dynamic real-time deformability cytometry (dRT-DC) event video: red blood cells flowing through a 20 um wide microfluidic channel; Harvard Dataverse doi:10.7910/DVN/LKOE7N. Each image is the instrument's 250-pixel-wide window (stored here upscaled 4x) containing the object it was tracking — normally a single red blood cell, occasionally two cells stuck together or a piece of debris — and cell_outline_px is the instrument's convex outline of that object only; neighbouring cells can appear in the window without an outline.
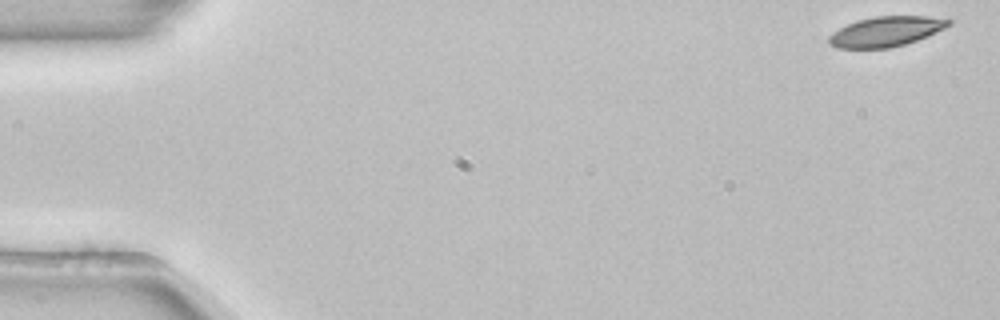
{"species": "common noctule bat (a hibernating species)", "species_latin": "Nyctalus noctula", "temperature_condition": "room temperature", "stored_images_in_passage": 52, "camera_frame_rate_fps": 3000, "um_per_image_px": 0.085, "animal": {"sex": "female", "body_mass_g": 22.7, "forearm_length_mm": 54.2}, "frame": {"image": 1, "passage_image": 1, "time_ms": 0.0, "image_size_px": [1000, 320], "cell_outline_px": [[952, 24], [928, 36], [904, 44], [888, 48], [836, 48], [828, 44], [828, 36], [832, 32], [848, 24], [860, 20], [876, 16], [928, 16], [952, 20]], "centroid_in_image_um": [75.3, 2.68], "position_along_channel_um": 9.7, "area_um2": 20.81}}
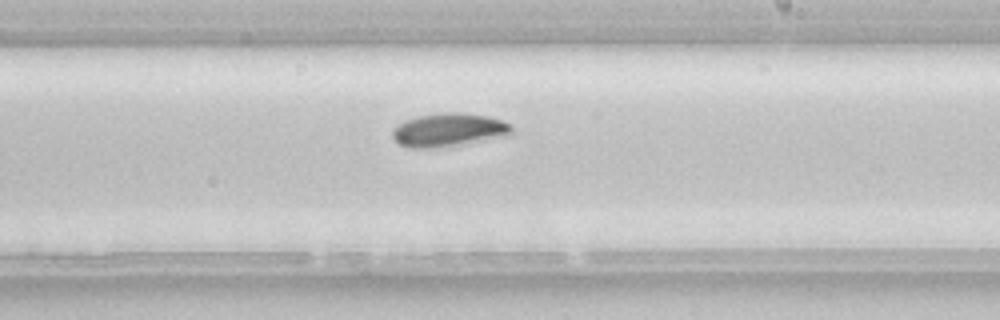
{"frame": {"image": 2, "passage_image": 31, "time_ms": 10.0, "image_size_px": [1000, 320], "cell_outline_px": [[512, 132], [508, 136], [464, 144], [432, 148], [412, 148], [400, 144], [392, 136], [392, 132], [404, 120], [416, 116], [448, 112], [464, 112], [488, 116], [512, 124]], "centroid_in_image_um": [38.19, 11.04], "position_along_channel_um": 250.8, "area_um2": 23.24}}
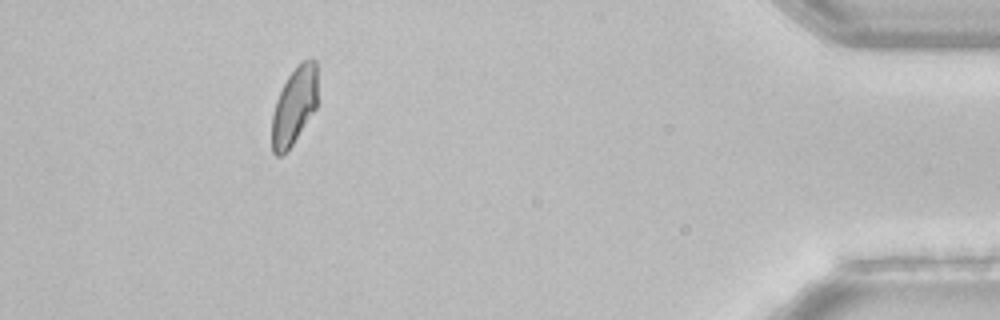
{"frame": {"image": 3, "passage_image": 48, "time_ms": 15.667, "image_size_px": [1000, 320], "cell_outline_px": [[316, 108], [292, 144], [280, 156], [276, 156], [272, 152], [272, 116], [276, 100], [288, 76], [296, 64], [300, 60], [312, 56], [316, 60]], "centroid_in_image_um": [25.01, 8.94], "position_along_channel_um": 410.2, "area_um2": 20.52}}